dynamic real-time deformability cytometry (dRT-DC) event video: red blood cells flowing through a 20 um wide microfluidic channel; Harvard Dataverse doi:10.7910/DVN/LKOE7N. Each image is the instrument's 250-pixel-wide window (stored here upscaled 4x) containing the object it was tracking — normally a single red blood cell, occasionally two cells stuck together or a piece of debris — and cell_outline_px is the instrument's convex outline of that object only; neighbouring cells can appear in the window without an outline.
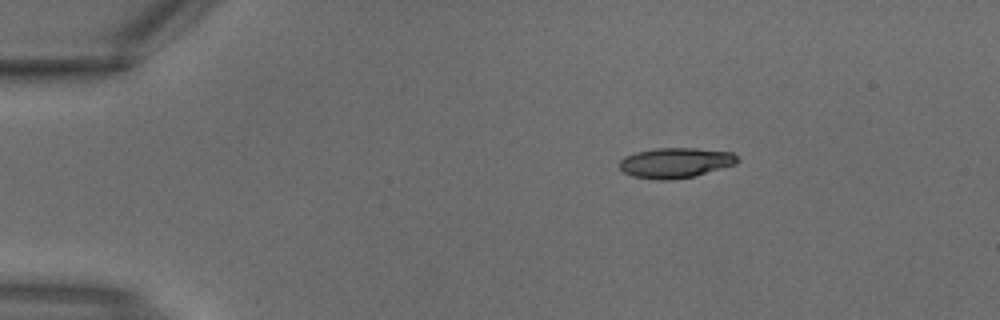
{"species": "common noctule bat (a hibernating species)", "species_latin": "Nyctalus noctula", "temperature_condition": "warm", "stored_images_in_passage": 2, "camera_frame_rate_fps": 3000, "um_per_image_px": 0.085, "animal": {"sex": "male", "body_mass_g": 18.8}, "frame": {"image": 1, "passage_image": 2, "time_ms": 0.333, "image_size_px": [1000, 320], "cell_outline_px": [[740, 160], [736, 164], [696, 176], [672, 180], [660, 180], [632, 176], [624, 172], [620, 168], [620, 160], [624, 156], [636, 152], [656, 148], [696, 148], [732, 152]], "centroid_in_image_um": [57.43, 13.84], "position_along_channel_um": 27.6, "area_um2": 20.87}}